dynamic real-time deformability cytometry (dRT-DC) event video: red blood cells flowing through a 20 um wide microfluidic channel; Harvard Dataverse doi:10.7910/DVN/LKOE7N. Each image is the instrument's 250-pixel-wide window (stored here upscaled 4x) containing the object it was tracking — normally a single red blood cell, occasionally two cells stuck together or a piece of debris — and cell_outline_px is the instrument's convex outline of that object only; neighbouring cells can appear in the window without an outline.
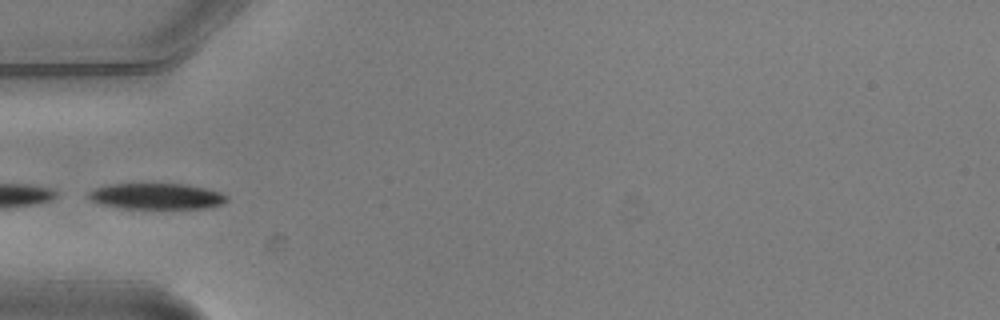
{"species": "common noctule bat (a hibernating species)", "species_latin": "Nyctalus noctula", "temperature_condition": "warm", "stored_images_in_passage": 10, "camera_frame_rate_fps": 3000, "um_per_image_px": 0.085, "animal": {"sex": "male", "body_mass_g": 20.5, "forearm_length_mm": 52.5}, "frame": {"image": 1, "passage_image": 4, "time_ms": 1.0, "image_size_px": [1000, 320], "cell_outline_px": [[228, 200], [224, 204], [204, 208], [120, 208], [100, 204], [92, 200], [88, 196], [88, 192], [96, 188], [112, 184], [188, 184], [220, 192], [228, 196]], "centroid_in_image_um": [13.34, 16.68], "position_along_channel_um": 71.7, "area_um2": 20.81}}
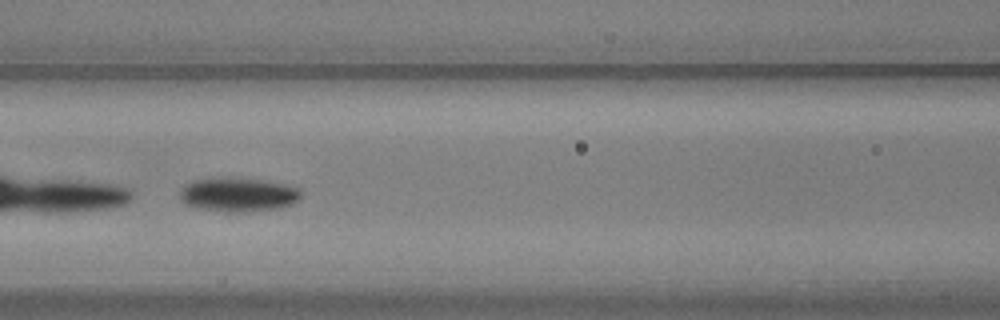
{"frame": {"image": 2, "passage_image": 6, "time_ms": 1.667, "image_size_px": [1000, 320], "cell_outline_px": [[300, 200], [292, 204], [280, 208], [244, 212], [224, 212], [196, 208], [184, 204], [180, 200], [180, 188], [184, 184], [192, 180], [264, 180], [284, 184], [300, 188]], "centroid_in_image_um": [20.24, 16.59], "position_along_channel_um": 146.4, "area_um2": 23.64}}
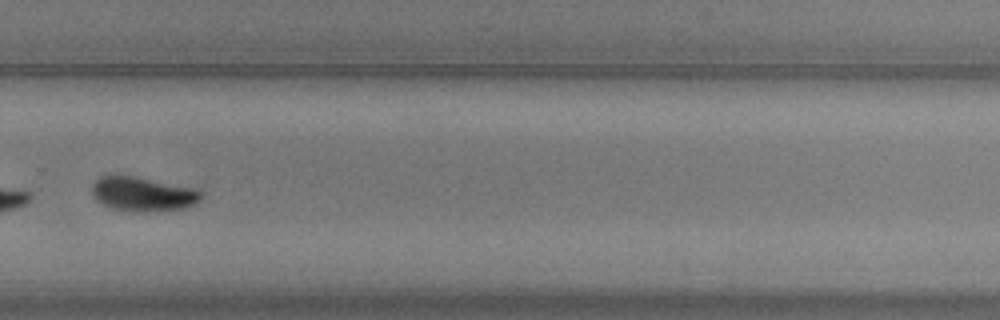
{"frame": {"image": 3, "passage_image": 10, "time_ms": 3.0, "image_size_px": [1000, 320], "cell_outline_px": [[200, 200], [196, 204], [184, 208], [144, 212], [132, 212], [112, 208], [96, 200], [92, 192], [92, 184], [100, 176], [136, 176], [192, 188], [200, 192]], "centroid_in_image_um": [12.11, 16.5], "position_along_channel_um": 317.7, "area_um2": 21.56}}